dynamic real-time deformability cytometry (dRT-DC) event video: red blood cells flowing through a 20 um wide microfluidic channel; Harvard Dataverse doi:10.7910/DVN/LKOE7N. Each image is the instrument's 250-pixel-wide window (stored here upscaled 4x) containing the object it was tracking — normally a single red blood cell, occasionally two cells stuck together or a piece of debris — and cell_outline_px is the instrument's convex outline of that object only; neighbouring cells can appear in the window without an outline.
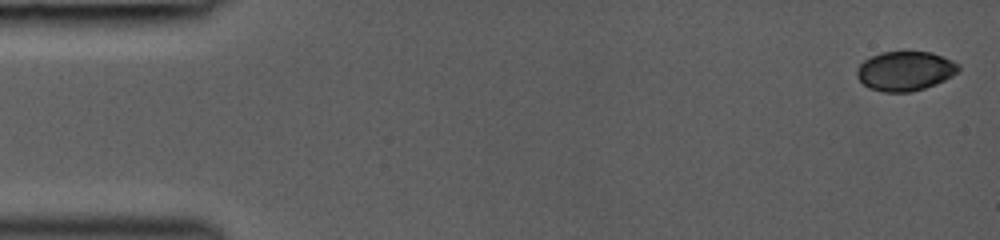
{"species": "common noctule bat (a hibernating species)", "species_latin": "Nyctalus noctula", "temperature_condition": "room temperature", "stored_images_in_passage": 42, "camera_frame_rate_fps": 3000, "um_per_image_px": 0.085, "animal": {"sex": "female", "body_mass_g": 19.0, "forearm_length_mm": 53.3}, "frame": {"image": 1, "passage_image": 1, "time_ms": 0.0, "image_size_px": [1000, 240], "cell_outline_px": [[960, 72], [936, 84], [912, 92], [884, 92], [868, 88], [856, 76], [856, 72], [860, 64], [864, 60], [880, 52], [904, 48], [932, 52], [952, 60], [960, 64]], "centroid_in_image_um": [76.96, 5.98], "position_along_channel_um": 8.0, "area_um2": 24.22}}
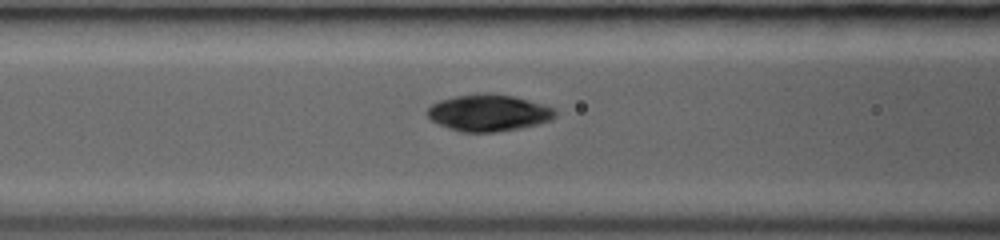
{"frame": {"image": 2, "passage_image": 17, "time_ms": 6.0, "image_size_px": [1000, 240], "cell_outline_px": [[556, 116], [552, 120], [520, 128], [496, 132], [460, 132], [448, 128], [432, 120], [424, 112], [432, 104], [440, 100], [456, 96], [484, 92], [512, 96], [544, 104], [552, 108], [556, 112]], "centroid_in_image_um": [41.51, 9.59], "position_along_channel_um": 125.1, "area_um2": 27.34}}
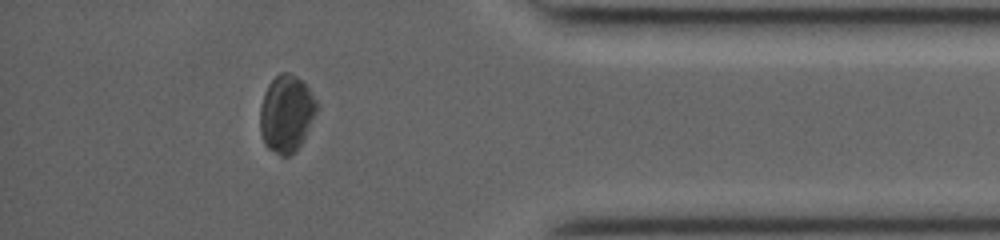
{"frame": {"image": 3, "passage_image": 36, "time_ms": 13.0, "image_size_px": [1000, 240], "cell_outline_px": [[320, 108], [304, 140], [296, 152], [288, 156], [280, 156], [268, 148], [264, 144], [260, 132], [260, 108], [264, 92], [268, 84], [280, 72], [288, 72], [296, 76], [308, 88], [316, 100]], "centroid_in_image_um": [24.36, 9.69], "position_along_channel_um": 410.8, "area_um2": 25.89}}